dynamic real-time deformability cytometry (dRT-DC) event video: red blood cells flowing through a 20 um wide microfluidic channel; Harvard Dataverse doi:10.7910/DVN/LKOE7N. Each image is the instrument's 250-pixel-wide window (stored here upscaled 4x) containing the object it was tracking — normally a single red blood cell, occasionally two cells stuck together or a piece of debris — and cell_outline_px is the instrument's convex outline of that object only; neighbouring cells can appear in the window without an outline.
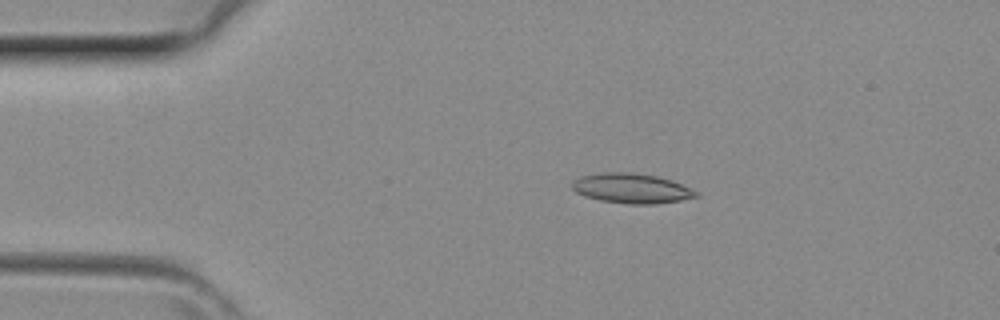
{"species": "common noctule bat (a hibernating species)", "species_latin": "Nyctalus noctula", "temperature_condition": "room temperature", "stored_images_in_passage": 15, "camera_frame_rate_fps": 3000, "um_per_image_px": 0.085, "animal": {"sex": "female", "body_mass_g": 29.2, "forearm_length_mm": 56.3}, "frame": {"image": 1, "passage_image": 4, "time_ms": 1.0, "image_size_px": [1000, 320], "cell_outline_px": [[700, 196], [680, 200], [656, 204], [628, 204], [600, 200], [584, 196], [576, 192], [572, 188], [572, 180], [580, 176], [600, 172], [632, 172], [656, 176], [672, 180], [700, 192]], "centroid_in_image_um": [53.68, 16.0], "position_along_channel_um": 31.3, "area_um2": 21.79}}
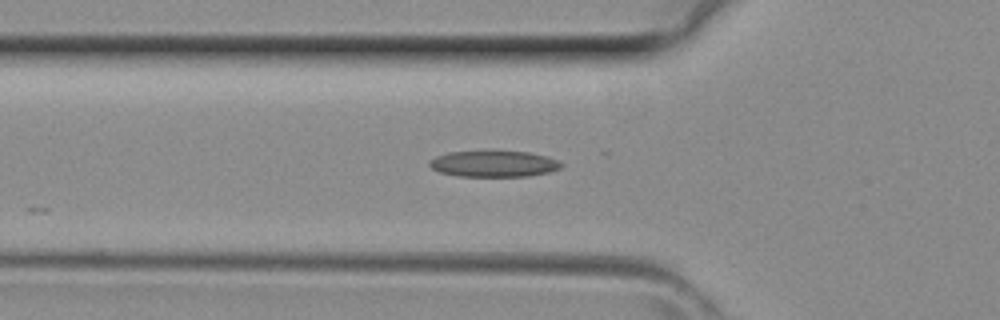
{"frame": {"image": 2, "passage_image": 10, "time_ms": 3.0, "image_size_px": [1000, 320], "cell_outline_px": [[564, 164], [560, 168], [548, 172], [528, 176], [456, 176], [440, 172], [432, 168], [428, 164], [428, 160], [436, 156], [448, 152], [492, 148], [528, 152], [548, 156]], "centroid_in_image_um": [41.93, 13.87], "position_along_channel_um": 83.9, "area_um2": 21.04}}
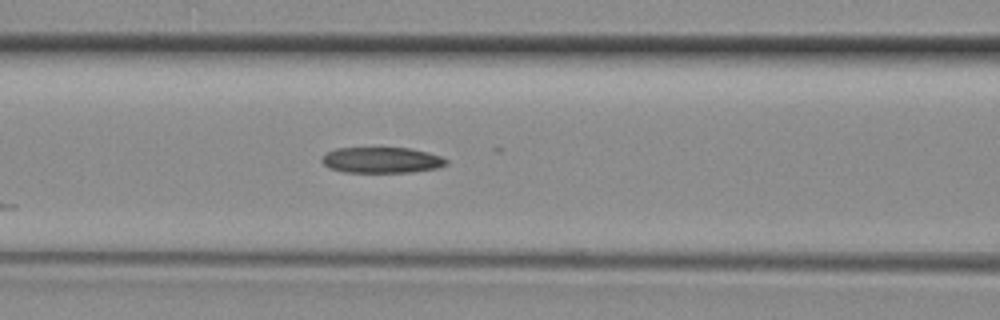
{"frame": {"image": 3, "passage_image": 13, "time_ms": 4.0, "image_size_px": [1000, 320], "cell_outline_px": [[448, 164], [440, 168], [412, 172], [344, 172], [328, 168], [320, 160], [320, 156], [336, 148], [412, 148], [428, 152], [440, 156], [448, 160]], "centroid_in_image_um": [32.45, 13.61], "position_along_channel_um": 134.2, "area_um2": 18.96}}